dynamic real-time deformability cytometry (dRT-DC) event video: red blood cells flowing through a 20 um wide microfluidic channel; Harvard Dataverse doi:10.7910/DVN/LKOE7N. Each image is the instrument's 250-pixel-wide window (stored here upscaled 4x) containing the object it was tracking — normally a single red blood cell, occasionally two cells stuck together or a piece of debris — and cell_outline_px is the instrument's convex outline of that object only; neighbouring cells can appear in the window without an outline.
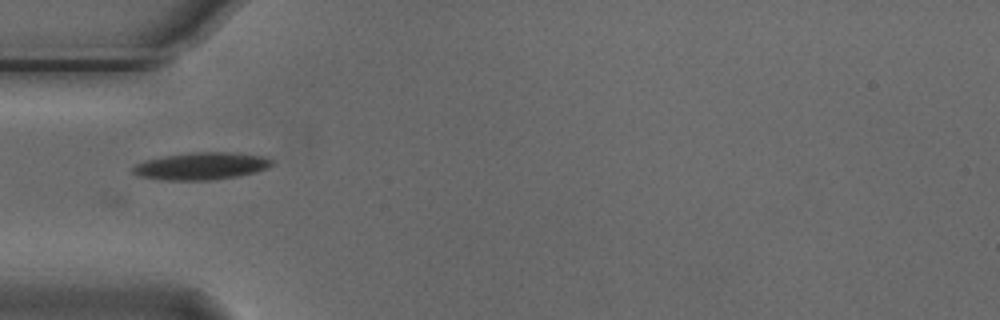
{"species": "Egyptian fruit bat (a non-hibernating species)", "species_latin": "Rousettus aegyptiacus", "temperature_condition": "cold", "stored_images_in_passage": 21, "camera_frame_rate_fps": 3000, "um_per_image_px": 0.085, "animal": {"sex": "male"}, "frame": {"image": 1, "passage_image": 1, "time_ms": 0.0, "image_size_px": [1000, 320], "cell_outline_px": [[272, 164], [268, 168], [256, 172], [236, 176], [212, 180], [160, 180], [136, 176], [132, 172], [132, 168], [136, 164], [144, 160], [164, 156], [192, 152], [232, 152], [264, 156], [272, 160]], "centroid_in_image_um": [17.07, 14.12], "position_along_channel_um": 67.9, "area_um2": 22.25}}
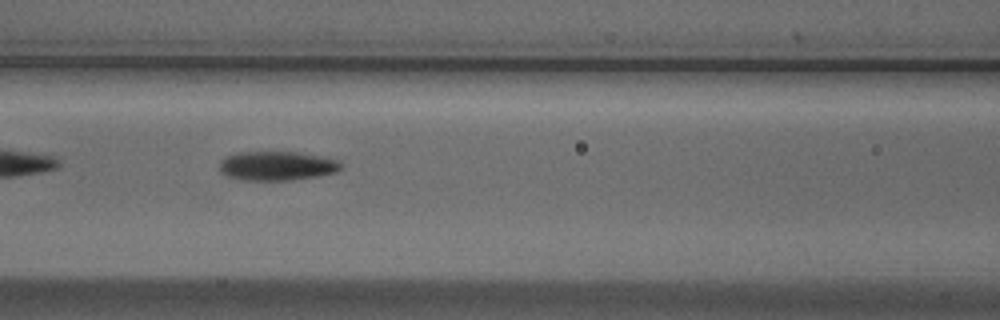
{"frame": {"image": 2, "passage_image": 7, "time_ms": 2.0, "image_size_px": [1000, 320], "cell_outline_px": [[344, 164], [336, 172], [316, 176], [288, 180], [244, 180], [224, 176], [220, 172], [220, 160], [224, 156], [236, 152], [300, 152], [340, 160]], "centroid_in_image_um": [23.51, 14.09], "position_along_channel_um": 143.1, "area_um2": 20.87}}
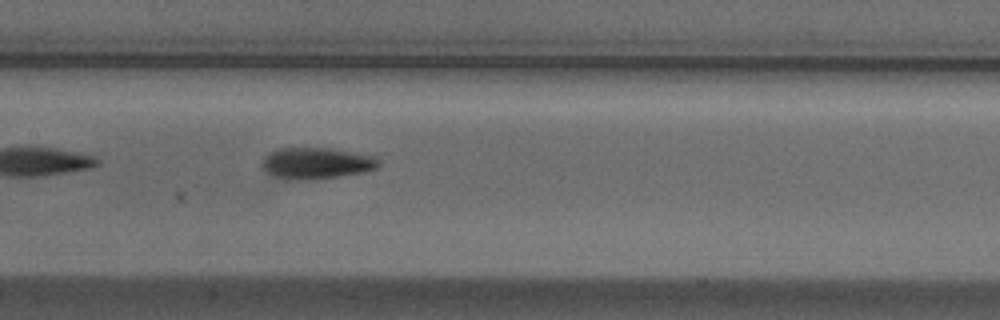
{"frame": {"image": 3, "passage_image": 10, "time_ms": 3.0, "image_size_px": [1000, 320], "cell_outline_px": [[380, 164], [376, 168], [364, 172], [312, 180], [284, 180], [272, 176], [264, 172], [260, 168], [260, 164], [264, 156], [280, 148], [332, 148], [372, 156], [380, 160]], "centroid_in_image_um": [26.81, 13.89], "position_along_channel_um": 180.6, "area_um2": 21.62}}